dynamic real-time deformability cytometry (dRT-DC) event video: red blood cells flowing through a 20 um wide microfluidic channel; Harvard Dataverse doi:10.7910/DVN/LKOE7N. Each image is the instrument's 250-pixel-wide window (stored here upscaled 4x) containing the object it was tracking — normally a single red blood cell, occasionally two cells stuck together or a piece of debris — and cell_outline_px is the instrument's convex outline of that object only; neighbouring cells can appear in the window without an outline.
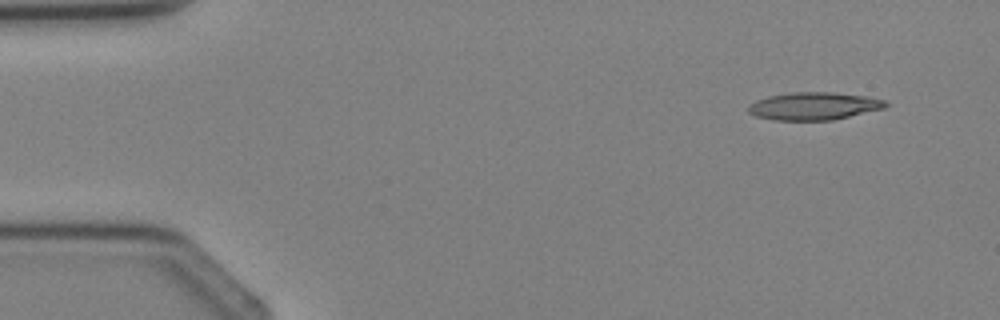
{"species": "Egyptian fruit bat (a non-hibernating species)", "species_latin": "Rousettus aegyptiacus", "temperature_condition": "cold", "stored_images_in_passage": 3, "segment_of_instrument_passage": [2, 2], "camera_frame_rate_fps": 3000, "um_per_image_px": 0.085, "animal": {"sex": "female"}, "frame": {"image": 1, "passage_image": 3, "time_ms": 2.667, "image_size_px": [1000, 320], "cell_outline_px": [[888, 104], [884, 108], [832, 120], [772, 120], [756, 116], [748, 112], [748, 104], [756, 100], [768, 96], [792, 92], [832, 92], [868, 96], [884, 100]], "centroid_in_image_um": [69.15, 9.01], "position_along_channel_um": 15.9, "area_um2": 22.14}}